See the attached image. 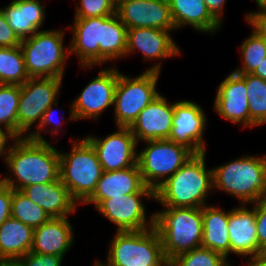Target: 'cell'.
I'll return each instance as SVG.
<instances>
[{
	"instance_id": "cell-1",
	"label": "cell",
	"mask_w": 266,
	"mask_h": 266,
	"mask_svg": "<svg viewBox=\"0 0 266 266\" xmlns=\"http://www.w3.org/2000/svg\"><path fill=\"white\" fill-rule=\"evenodd\" d=\"M12 176H5V183L13 190H22L33 184H44L59 179L60 151L51 143L28 137L13 141L5 159ZM14 176V177H13Z\"/></svg>"
},
{
	"instance_id": "cell-2",
	"label": "cell",
	"mask_w": 266,
	"mask_h": 266,
	"mask_svg": "<svg viewBox=\"0 0 266 266\" xmlns=\"http://www.w3.org/2000/svg\"><path fill=\"white\" fill-rule=\"evenodd\" d=\"M206 153L195 154L155 190L162 207L202 208L213 191L212 168L206 169Z\"/></svg>"
},
{
	"instance_id": "cell-3",
	"label": "cell",
	"mask_w": 266,
	"mask_h": 266,
	"mask_svg": "<svg viewBox=\"0 0 266 266\" xmlns=\"http://www.w3.org/2000/svg\"><path fill=\"white\" fill-rule=\"evenodd\" d=\"M213 191L221 190L242 204L266 198V155H243L212 168Z\"/></svg>"
},
{
	"instance_id": "cell-4",
	"label": "cell",
	"mask_w": 266,
	"mask_h": 266,
	"mask_svg": "<svg viewBox=\"0 0 266 266\" xmlns=\"http://www.w3.org/2000/svg\"><path fill=\"white\" fill-rule=\"evenodd\" d=\"M153 213V229L161 239L167 261L201 247L202 208L163 207Z\"/></svg>"
},
{
	"instance_id": "cell-5",
	"label": "cell",
	"mask_w": 266,
	"mask_h": 266,
	"mask_svg": "<svg viewBox=\"0 0 266 266\" xmlns=\"http://www.w3.org/2000/svg\"><path fill=\"white\" fill-rule=\"evenodd\" d=\"M71 142V151L60 152L59 178L73 199L84 204L93 195L103 170L94 147L85 137Z\"/></svg>"
},
{
	"instance_id": "cell-6",
	"label": "cell",
	"mask_w": 266,
	"mask_h": 266,
	"mask_svg": "<svg viewBox=\"0 0 266 266\" xmlns=\"http://www.w3.org/2000/svg\"><path fill=\"white\" fill-rule=\"evenodd\" d=\"M64 30L47 29L21 41L25 66L30 78H61L70 56L69 44L64 45Z\"/></svg>"
},
{
	"instance_id": "cell-7",
	"label": "cell",
	"mask_w": 266,
	"mask_h": 266,
	"mask_svg": "<svg viewBox=\"0 0 266 266\" xmlns=\"http://www.w3.org/2000/svg\"><path fill=\"white\" fill-rule=\"evenodd\" d=\"M113 237L106 263L95 260L100 266H163L168 262L153 227L141 231H116Z\"/></svg>"
},
{
	"instance_id": "cell-8",
	"label": "cell",
	"mask_w": 266,
	"mask_h": 266,
	"mask_svg": "<svg viewBox=\"0 0 266 266\" xmlns=\"http://www.w3.org/2000/svg\"><path fill=\"white\" fill-rule=\"evenodd\" d=\"M158 62L135 78L118 70L113 105L116 126L129 127L139 113L160 94L156 84L161 73L162 61Z\"/></svg>"
},
{
	"instance_id": "cell-9",
	"label": "cell",
	"mask_w": 266,
	"mask_h": 266,
	"mask_svg": "<svg viewBox=\"0 0 266 266\" xmlns=\"http://www.w3.org/2000/svg\"><path fill=\"white\" fill-rule=\"evenodd\" d=\"M145 143L138 152L137 163L145 185L154 191L195 155L187 147L167 139Z\"/></svg>"
},
{
	"instance_id": "cell-10",
	"label": "cell",
	"mask_w": 266,
	"mask_h": 266,
	"mask_svg": "<svg viewBox=\"0 0 266 266\" xmlns=\"http://www.w3.org/2000/svg\"><path fill=\"white\" fill-rule=\"evenodd\" d=\"M62 82L61 78H29L20 86L17 138L28 137L31 127L39 125L44 112L58 101Z\"/></svg>"
},
{
	"instance_id": "cell-11",
	"label": "cell",
	"mask_w": 266,
	"mask_h": 266,
	"mask_svg": "<svg viewBox=\"0 0 266 266\" xmlns=\"http://www.w3.org/2000/svg\"><path fill=\"white\" fill-rule=\"evenodd\" d=\"M143 198L155 199V191L145 186L137 193L101 200L94 208L117 226V232L141 231L153 227V213L147 215Z\"/></svg>"
},
{
	"instance_id": "cell-12",
	"label": "cell",
	"mask_w": 266,
	"mask_h": 266,
	"mask_svg": "<svg viewBox=\"0 0 266 266\" xmlns=\"http://www.w3.org/2000/svg\"><path fill=\"white\" fill-rule=\"evenodd\" d=\"M118 68H104L91 80L69 105L71 121L94 119L96 121L107 108L114 105Z\"/></svg>"
},
{
	"instance_id": "cell-13",
	"label": "cell",
	"mask_w": 266,
	"mask_h": 266,
	"mask_svg": "<svg viewBox=\"0 0 266 266\" xmlns=\"http://www.w3.org/2000/svg\"><path fill=\"white\" fill-rule=\"evenodd\" d=\"M206 113L196 102L179 100L174 102L173 123L169 141L190 149L194 154L206 152L204 137L207 127Z\"/></svg>"
},
{
	"instance_id": "cell-14",
	"label": "cell",
	"mask_w": 266,
	"mask_h": 266,
	"mask_svg": "<svg viewBox=\"0 0 266 266\" xmlns=\"http://www.w3.org/2000/svg\"><path fill=\"white\" fill-rule=\"evenodd\" d=\"M106 137L87 135L85 138L94 147L103 171H116L137 164V142L129 127L117 126Z\"/></svg>"
},
{
	"instance_id": "cell-15",
	"label": "cell",
	"mask_w": 266,
	"mask_h": 266,
	"mask_svg": "<svg viewBox=\"0 0 266 266\" xmlns=\"http://www.w3.org/2000/svg\"><path fill=\"white\" fill-rule=\"evenodd\" d=\"M214 110L223 119L243 128L258 127L250 118L245 80L232 71L217 87Z\"/></svg>"
},
{
	"instance_id": "cell-16",
	"label": "cell",
	"mask_w": 266,
	"mask_h": 266,
	"mask_svg": "<svg viewBox=\"0 0 266 266\" xmlns=\"http://www.w3.org/2000/svg\"><path fill=\"white\" fill-rule=\"evenodd\" d=\"M116 14L127 29L176 30L168 0H126L116 6Z\"/></svg>"
},
{
	"instance_id": "cell-17",
	"label": "cell",
	"mask_w": 266,
	"mask_h": 266,
	"mask_svg": "<svg viewBox=\"0 0 266 266\" xmlns=\"http://www.w3.org/2000/svg\"><path fill=\"white\" fill-rule=\"evenodd\" d=\"M174 115V102L162 95L156 96L129 126L137 144L150 140L168 139Z\"/></svg>"
},
{
	"instance_id": "cell-18",
	"label": "cell",
	"mask_w": 266,
	"mask_h": 266,
	"mask_svg": "<svg viewBox=\"0 0 266 266\" xmlns=\"http://www.w3.org/2000/svg\"><path fill=\"white\" fill-rule=\"evenodd\" d=\"M172 31L176 30L149 27L127 29L126 57L137 50L147 61L162 60L180 55L181 51L170 34Z\"/></svg>"
},
{
	"instance_id": "cell-19",
	"label": "cell",
	"mask_w": 266,
	"mask_h": 266,
	"mask_svg": "<svg viewBox=\"0 0 266 266\" xmlns=\"http://www.w3.org/2000/svg\"><path fill=\"white\" fill-rule=\"evenodd\" d=\"M109 17L75 18L73 25H68L73 33L70 54H76L81 68L100 65L101 26Z\"/></svg>"
},
{
	"instance_id": "cell-20",
	"label": "cell",
	"mask_w": 266,
	"mask_h": 266,
	"mask_svg": "<svg viewBox=\"0 0 266 266\" xmlns=\"http://www.w3.org/2000/svg\"><path fill=\"white\" fill-rule=\"evenodd\" d=\"M228 233L230 253L248 257L250 261L259 255V242L256 232L255 209L246 204L229 210Z\"/></svg>"
},
{
	"instance_id": "cell-21",
	"label": "cell",
	"mask_w": 266,
	"mask_h": 266,
	"mask_svg": "<svg viewBox=\"0 0 266 266\" xmlns=\"http://www.w3.org/2000/svg\"><path fill=\"white\" fill-rule=\"evenodd\" d=\"M21 192L41 207L50 218L69 217L79 205L60 178L54 182L29 185Z\"/></svg>"
},
{
	"instance_id": "cell-22",
	"label": "cell",
	"mask_w": 266,
	"mask_h": 266,
	"mask_svg": "<svg viewBox=\"0 0 266 266\" xmlns=\"http://www.w3.org/2000/svg\"><path fill=\"white\" fill-rule=\"evenodd\" d=\"M74 236L69 217L50 218L34 229L30 252L55 255L64 259L74 244Z\"/></svg>"
},
{
	"instance_id": "cell-23",
	"label": "cell",
	"mask_w": 266,
	"mask_h": 266,
	"mask_svg": "<svg viewBox=\"0 0 266 266\" xmlns=\"http://www.w3.org/2000/svg\"><path fill=\"white\" fill-rule=\"evenodd\" d=\"M138 163L116 171H103L93 195L84 203L95 206L104 199L137 193L145 187Z\"/></svg>"
},
{
	"instance_id": "cell-24",
	"label": "cell",
	"mask_w": 266,
	"mask_h": 266,
	"mask_svg": "<svg viewBox=\"0 0 266 266\" xmlns=\"http://www.w3.org/2000/svg\"><path fill=\"white\" fill-rule=\"evenodd\" d=\"M1 9L7 23L21 41L40 31L46 19L45 5L40 0H11Z\"/></svg>"
},
{
	"instance_id": "cell-25",
	"label": "cell",
	"mask_w": 266,
	"mask_h": 266,
	"mask_svg": "<svg viewBox=\"0 0 266 266\" xmlns=\"http://www.w3.org/2000/svg\"><path fill=\"white\" fill-rule=\"evenodd\" d=\"M176 29L191 26L199 33L215 35L222 25L212 16L203 0H168Z\"/></svg>"
},
{
	"instance_id": "cell-26",
	"label": "cell",
	"mask_w": 266,
	"mask_h": 266,
	"mask_svg": "<svg viewBox=\"0 0 266 266\" xmlns=\"http://www.w3.org/2000/svg\"><path fill=\"white\" fill-rule=\"evenodd\" d=\"M229 211L213 205L202 207L201 247L211 249L228 259L230 239L228 233Z\"/></svg>"
},
{
	"instance_id": "cell-27",
	"label": "cell",
	"mask_w": 266,
	"mask_h": 266,
	"mask_svg": "<svg viewBox=\"0 0 266 266\" xmlns=\"http://www.w3.org/2000/svg\"><path fill=\"white\" fill-rule=\"evenodd\" d=\"M34 229L10 217L0 226V258H21L31 251Z\"/></svg>"
},
{
	"instance_id": "cell-28",
	"label": "cell",
	"mask_w": 266,
	"mask_h": 266,
	"mask_svg": "<svg viewBox=\"0 0 266 266\" xmlns=\"http://www.w3.org/2000/svg\"><path fill=\"white\" fill-rule=\"evenodd\" d=\"M127 27L115 13L101 26L100 66L126 58Z\"/></svg>"
},
{
	"instance_id": "cell-29",
	"label": "cell",
	"mask_w": 266,
	"mask_h": 266,
	"mask_svg": "<svg viewBox=\"0 0 266 266\" xmlns=\"http://www.w3.org/2000/svg\"><path fill=\"white\" fill-rule=\"evenodd\" d=\"M29 78L20 45L0 47V84L21 86Z\"/></svg>"
},
{
	"instance_id": "cell-30",
	"label": "cell",
	"mask_w": 266,
	"mask_h": 266,
	"mask_svg": "<svg viewBox=\"0 0 266 266\" xmlns=\"http://www.w3.org/2000/svg\"><path fill=\"white\" fill-rule=\"evenodd\" d=\"M247 89L250 118L258 125L266 124V80L252 74H239Z\"/></svg>"
},
{
	"instance_id": "cell-31",
	"label": "cell",
	"mask_w": 266,
	"mask_h": 266,
	"mask_svg": "<svg viewBox=\"0 0 266 266\" xmlns=\"http://www.w3.org/2000/svg\"><path fill=\"white\" fill-rule=\"evenodd\" d=\"M11 217L33 229L41 226L50 219L41 207L28 199L20 190L13 189Z\"/></svg>"
},
{
	"instance_id": "cell-32",
	"label": "cell",
	"mask_w": 266,
	"mask_h": 266,
	"mask_svg": "<svg viewBox=\"0 0 266 266\" xmlns=\"http://www.w3.org/2000/svg\"><path fill=\"white\" fill-rule=\"evenodd\" d=\"M242 66L233 70L237 74H252L266 58V40L251 32L240 45Z\"/></svg>"
},
{
	"instance_id": "cell-33",
	"label": "cell",
	"mask_w": 266,
	"mask_h": 266,
	"mask_svg": "<svg viewBox=\"0 0 266 266\" xmlns=\"http://www.w3.org/2000/svg\"><path fill=\"white\" fill-rule=\"evenodd\" d=\"M20 85L0 84V126L17 137V108Z\"/></svg>"
},
{
	"instance_id": "cell-34",
	"label": "cell",
	"mask_w": 266,
	"mask_h": 266,
	"mask_svg": "<svg viewBox=\"0 0 266 266\" xmlns=\"http://www.w3.org/2000/svg\"><path fill=\"white\" fill-rule=\"evenodd\" d=\"M228 260L218 252L199 247L182 253L169 262L172 266H230Z\"/></svg>"
},
{
	"instance_id": "cell-35",
	"label": "cell",
	"mask_w": 266,
	"mask_h": 266,
	"mask_svg": "<svg viewBox=\"0 0 266 266\" xmlns=\"http://www.w3.org/2000/svg\"><path fill=\"white\" fill-rule=\"evenodd\" d=\"M76 4L75 18L112 16L116 6L111 0H79Z\"/></svg>"
},
{
	"instance_id": "cell-36",
	"label": "cell",
	"mask_w": 266,
	"mask_h": 266,
	"mask_svg": "<svg viewBox=\"0 0 266 266\" xmlns=\"http://www.w3.org/2000/svg\"><path fill=\"white\" fill-rule=\"evenodd\" d=\"M59 104V100L52 104L43 114L42 119L39 123V125L36 128V131H32L30 135H28V138L36 140V141H41V142H48V140H46L44 138V134H42V131H45V133H51L52 136L54 137L56 135V133H58L59 129L61 130V122L60 120L57 122L56 120L54 121V110L56 106H58ZM58 113V112H57ZM52 125V129L48 130L47 126ZM54 125V127H53ZM43 135V136H42Z\"/></svg>"
},
{
	"instance_id": "cell-37",
	"label": "cell",
	"mask_w": 266,
	"mask_h": 266,
	"mask_svg": "<svg viewBox=\"0 0 266 266\" xmlns=\"http://www.w3.org/2000/svg\"><path fill=\"white\" fill-rule=\"evenodd\" d=\"M255 209L256 232L259 242V251L261 247L266 245V198L251 204Z\"/></svg>"
},
{
	"instance_id": "cell-38",
	"label": "cell",
	"mask_w": 266,
	"mask_h": 266,
	"mask_svg": "<svg viewBox=\"0 0 266 266\" xmlns=\"http://www.w3.org/2000/svg\"><path fill=\"white\" fill-rule=\"evenodd\" d=\"M23 266H62L63 258L50 254H38L29 252L23 257Z\"/></svg>"
},
{
	"instance_id": "cell-39",
	"label": "cell",
	"mask_w": 266,
	"mask_h": 266,
	"mask_svg": "<svg viewBox=\"0 0 266 266\" xmlns=\"http://www.w3.org/2000/svg\"><path fill=\"white\" fill-rule=\"evenodd\" d=\"M20 44L21 40L7 23L0 8V47H14Z\"/></svg>"
},
{
	"instance_id": "cell-40",
	"label": "cell",
	"mask_w": 266,
	"mask_h": 266,
	"mask_svg": "<svg viewBox=\"0 0 266 266\" xmlns=\"http://www.w3.org/2000/svg\"><path fill=\"white\" fill-rule=\"evenodd\" d=\"M246 22L252 27L253 32L266 40V9L250 11L245 15Z\"/></svg>"
},
{
	"instance_id": "cell-41",
	"label": "cell",
	"mask_w": 266,
	"mask_h": 266,
	"mask_svg": "<svg viewBox=\"0 0 266 266\" xmlns=\"http://www.w3.org/2000/svg\"><path fill=\"white\" fill-rule=\"evenodd\" d=\"M12 188L5 185L0 189V226L11 217Z\"/></svg>"
},
{
	"instance_id": "cell-42",
	"label": "cell",
	"mask_w": 266,
	"mask_h": 266,
	"mask_svg": "<svg viewBox=\"0 0 266 266\" xmlns=\"http://www.w3.org/2000/svg\"><path fill=\"white\" fill-rule=\"evenodd\" d=\"M16 139L17 137L11 131L6 128H3V126H0V158L3 157L2 159H4V161L11 148V143H13L12 141H15Z\"/></svg>"
},
{
	"instance_id": "cell-43",
	"label": "cell",
	"mask_w": 266,
	"mask_h": 266,
	"mask_svg": "<svg viewBox=\"0 0 266 266\" xmlns=\"http://www.w3.org/2000/svg\"><path fill=\"white\" fill-rule=\"evenodd\" d=\"M212 14V16L222 25L223 23V9L224 5L226 4L227 0H203Z\"/></svg>"
},
{
	"instance_id": "cell-44",
	"label": "cell",
	"mask_w": 266,
	"mask_h": 266,
	"mask_svg": "<svg viewBox=\"0 0 266 266\" xmlns=\"http://www.w3.org/2000/svg\"><path fill=\"white\" fill-rule=\"evenodd\" d=\"M252 75L266 80V58L263 59Z\"/></svg>"
},
{
	"instance_id": "cell-45",
	"label": "cell",
	"mask_w": 266,
	"mask_h": 266,
	"mask_svg": "<svg viewBox=\"0 0 266 266\" xmlns=\"http://www.w3.org/2000/svg\"><path fill=\"white\" fill-rule=\"evenodd\" d=\"M0 266H23L20 258H0Z\"/></svg>"
},
{
	"instance_id": "cell-46",
	"label": "cell",
	"mask_w": 266,
	"mask_h": 266,
	"mask_svg": "<svg viewBox=\"0 0 266 266\" xmlns=\"http://www.w3.org/2000/svg\"><path fill=\"white\" fill-rule=\"evenodd\" d=\"M247 266H266V263L262 262L258 257H256L248 261Z\"/></svg>"
},
{
	"instance_id": "cell-47",
	"label": "cell",
	"mask_w": 266,
	"mask_h": 266,
	"mask_svg": "<svg viewBox=\"0 0 266 266\" xmlns=\"http://www.w3.org/2000/svg\"><path fill=\"white\" fill-rule=\"evenodd\" d=\"M262 262L266 263V245L261 247L259 255L257 256Z\"/></svg>"
},
{
	"instance_id": "cell-48",
	"label": "cell",
	"mask_w": 266,
	"mask_h": 266,
	"mask_svg": "<svg viewBox=\"0 0 266 266\" xmlns=\"http://www.w3.org/2000/svg\"><path fill=\"white\" fill-rule=\"evenodd\" d=\"M259 9H266V0H254Z\"/></svg>"
},
{
	"instance_id": "cell-49",
	"label": "cell",
	"mask_w": 266,
	"mask_h": 266,
	"mask_svg": "<svg viewBox=\"0 0 266 266\" xmlns=\"http://www.w3.org/2000/svg\"><path fill=\"white\" fill-rule=\"evenodd\" d=\"M5 185H6V183H5V176H3V177L0 178V189L3 188Z\"/></svg>"
},
{
	"instance_id": "cell-50",
	"label": "cell",
	"mask_w": 266,
	"mask_h": 266,
	"mask_svg": "<svg viewBox=\"0 0 266 266\" xmlns=\"http://www.w3.org/2000/svg\"><path fill=\"white\" fill-rule=\"evenodd\" d=\"M112 3L115 5V6H118L121 2L123 1H126V0H111Z\"/></svg>"
},
{
	"instance_id": "cell-51",
	"label": "cell",
	"mask_w": 266,
	"mask_h": 266,
	"mask_svg": "<svg viewBox=\"0 0 266 266\" xmlns=\"http://www.w3.org/2000/svg\"><path fill=\"white\" fill-rule=\"evenodd\" d=\"M163 266H172V264L168 261L165 265Z\"/></svg>"
},
{
	"instance_id": "cell-52",
	"label": "cell",
	"mask_w": 266,
	"mask_h": 266,
	"mask_svg": "<svg viewBox=\"0 0 266 266\" xmlns=\"http://www.w3.org/2000/svg\"><path fill=\"white\" fill-rule=\"evenodd\" d=\"M93 266H100V265L97 262H95Z\"/></svg>"
}]
</instances>
